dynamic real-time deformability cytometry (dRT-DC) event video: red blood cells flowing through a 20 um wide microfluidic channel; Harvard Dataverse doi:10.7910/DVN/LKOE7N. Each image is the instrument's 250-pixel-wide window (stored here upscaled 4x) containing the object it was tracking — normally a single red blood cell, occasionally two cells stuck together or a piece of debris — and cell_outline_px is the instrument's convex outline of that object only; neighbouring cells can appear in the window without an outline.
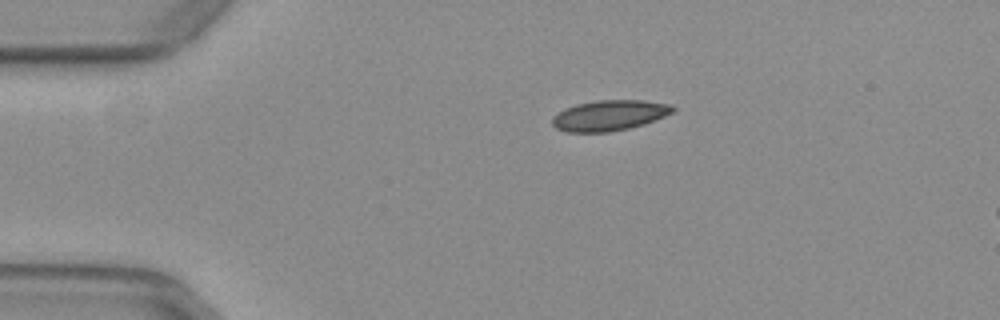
{"species": "common noctule bat (a hibernating species)", "species_latin": "Nyctalus noctula", "temperature_condition": "warm", "stored_images_in_passage": 43, "camera_frame_rate_fps": 3000, "um_per_image_px": 0.085, "animal": {"sex": "female", "body_mass_g": 29.2, "forearm_length_mm": 56.3}, "frame": {"image": 1, "passage_image": 1, "time_ms": 0.0, "image_size_px": [1000, 320], "cell_outline_px": [[676, 108], [672, 112], [664, 116], [644, 124], [628, 128], [608, 132], [568, 132], [556, 128], [552, 124], [552, 116], [564, 108], [576, 104], [596, 100], [644, 100], [672, 104]], "centroid_in_image_um": [51.78, 9.8], "position_along_channel_um": 33.2, "area_um2": 21.5}}
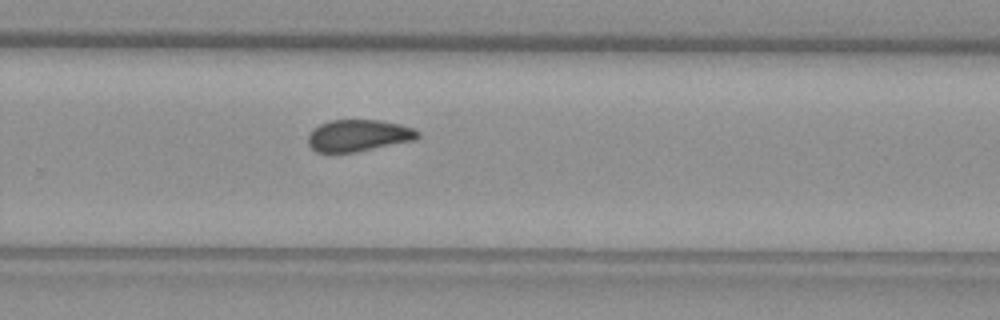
{"frame": {"image": 2, "passage_image": 25, "time_ms": 8.0, "image_size_px": [1000, 320], "cell_outline_px": [[420, 136], [416, 140], [356, 152], [332, 156], [316, 152], [308, 144], [308, 132], [312, 128], [328, 120], [380, 120], [400, 124], [412, 128], [420, 132]], "centroid_in_image_um": [30.4, 11.55], "position_along_channel_um": 299.4, "area_um2": 21.1}}
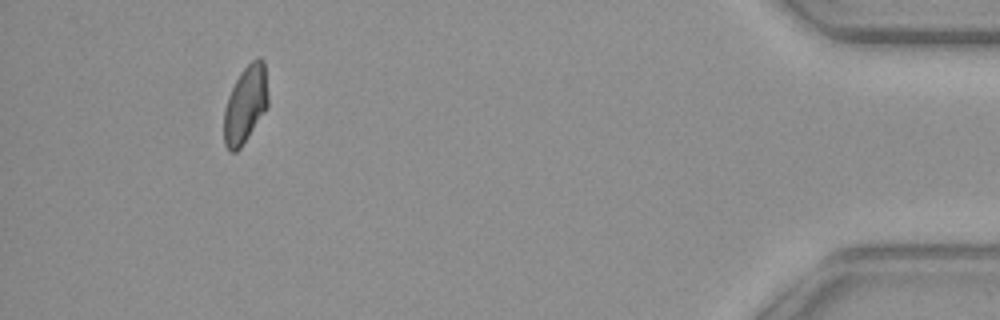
{"frame": {"image": 3, "passage_image": 39, "time_ms": 12.667, "image_size_px": [1000, 320], "cell_outline_px": [[268, 108], [240, 148], [236, 152], [228, 152], [224, 144], [224, 108], [228, 96], [240, 72], [256, 56], [260, 56], [264, 60], [268, 96]], "centroid_in_image_um": [20.87, 8.88], "position_along_channel_um": 414.3, "area_um2": 20.11}, "authors_computed_cell_mechanics": {"area_um2": 21.0392, "velocity_mm_per_s": 3.9376, "shape_relaxation_time_tau1_ms": null, "shape_relaxation_time_tau2_ms": 1.7377, "deformation_change_tau1": null, "deformation_change_tau2": 0.0618}}